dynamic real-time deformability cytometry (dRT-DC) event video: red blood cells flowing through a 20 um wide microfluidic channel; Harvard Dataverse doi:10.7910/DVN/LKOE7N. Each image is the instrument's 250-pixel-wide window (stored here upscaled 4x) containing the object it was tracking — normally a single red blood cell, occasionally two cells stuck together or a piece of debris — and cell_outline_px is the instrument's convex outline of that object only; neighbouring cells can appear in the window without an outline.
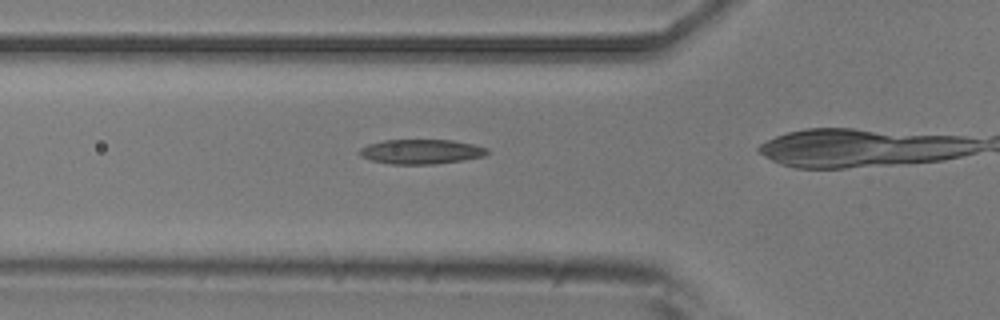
{"species": "common noctule bat (a hibernating species)", "species_latin": "Nyctalus noctula", "temperature_condition": "room temperature", "stored_images_in_passage": 17, "camera_frame_rate_fps": 3000, "um_per_image_px": 0.085, "animal": {"sex": "male", "body_mass_g": 20.5, "forearm_length_mm": 52.5}, "frame": {"image": 1, "passage_image": 12, "time_ms": 3.667, "image_size_px": [1000, 320], "cell_outline_px": [[488, 152], [484, 156], [464, 160], [436, 164], [388, 164], [372, 160], [360, 156], [356, 152], [360, 148], [368, 144], [384, 140], [452, 140], [472, 144], [488, 148]], "centroid_in_image_um": [35.77, 12.89], "position_along_channel_um": 90.0, "area_um2": 18.44}}
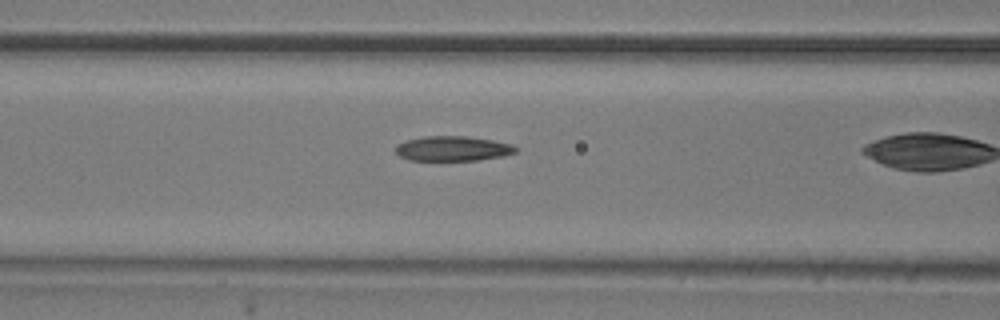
{"frame": {"image": 2, "passage_image": 15, "time_ms": 4.667, "image_size_px": [1000, 320], "cell_outline_px": [[520, 148], [516, 152], [504, 156], [476, 160], [408, 160], [400, 156], [396, 152], [396, 144], [408, 140], [424, 136], [468, 136], [492, 140], [512, 144]], "centroid_in_image_um": [38.52, 12.62], "position_along_channel_um": 128.1, "area_um2": 17.46}}